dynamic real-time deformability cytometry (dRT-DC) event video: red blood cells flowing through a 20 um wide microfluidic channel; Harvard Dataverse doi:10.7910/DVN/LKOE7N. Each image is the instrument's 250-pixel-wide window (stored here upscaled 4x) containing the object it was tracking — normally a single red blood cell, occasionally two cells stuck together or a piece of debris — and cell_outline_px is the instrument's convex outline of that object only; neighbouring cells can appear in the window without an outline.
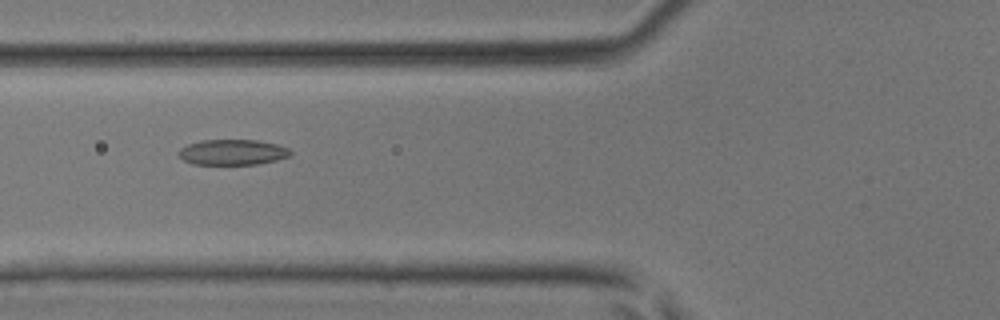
{"species": "common noctule bat (a hibernating species)", "species_latin": "Nyctalus noctula", "temperature_condition": "room temperature", "stored_images_in_passage": 30, "camera_frame_rate_fps": 3000, "um_per_image_px": 0.085, "animal": {"sex": "male", "body_mass_g": 17.9, "forearm_length_mm": 54.2}, "frame": {"image": 1, "passage_image": 3, "time_ms": 0.667, "image_size_px": [1000, 320], "cell_outline_px": [[292, 152], [288, 156], [276, 160], [256, 164], [192, 164], [184, 160], [176, 152], [180, 148], [188, 144], [200, 140], [256, 140], [276, 144], [288, 148]], "centroid_in_image_um": [19.73, 12.93], "position_along_channel_um": 106.1, "area_um2": 16.53}}
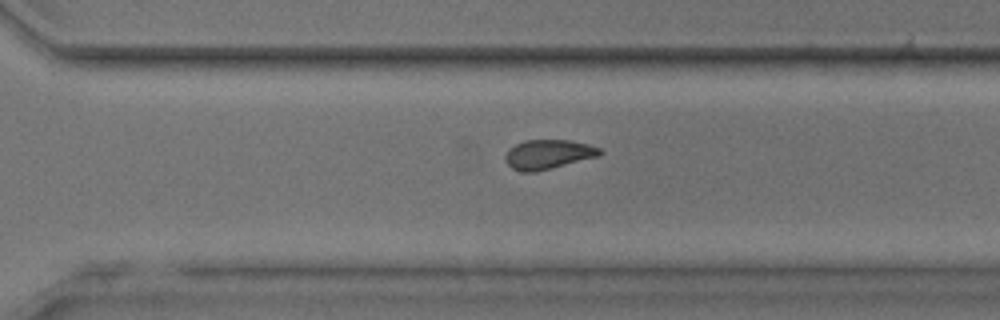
{"frame": {"image": 2, "passage_image": 17, "time_ms": 5.333, "image_size_px": [1000, 320], "cell_outline_px": [[604, 152], [600, 156], [536, 172], [520, 172], [512, 168], [504, 160], [504, 156], [508, 148], [524, 140], [568, 140], [588, 144], [600, 148]], "centroid_in_image_um": [46.58, 13.12], "position_along_channel_um": 324.0, "area_um2": 16.42}}
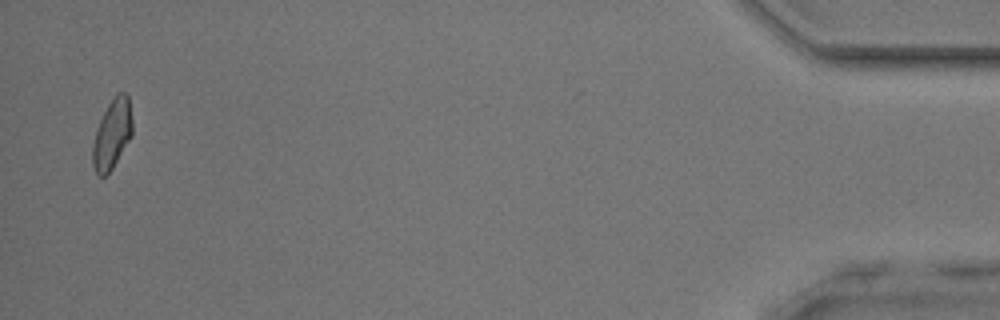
{"frame": {"image": 3, "passage_image": 29, "time_ms": 9.333, "image_size_px": [1000, 320], "cell_outline_px": [[132, 136], [112, 168], [104, 176], [100, 176], [96, 172], [92, 164], [92, 148], [96, 128], [108, 104], [116, 92], [124, 92], [128, 96], [132, 120]], "centroid_in_image_um": [9.53, 11.38], "position_along_channel_um": 425.7, "area_um2": 16.01}}